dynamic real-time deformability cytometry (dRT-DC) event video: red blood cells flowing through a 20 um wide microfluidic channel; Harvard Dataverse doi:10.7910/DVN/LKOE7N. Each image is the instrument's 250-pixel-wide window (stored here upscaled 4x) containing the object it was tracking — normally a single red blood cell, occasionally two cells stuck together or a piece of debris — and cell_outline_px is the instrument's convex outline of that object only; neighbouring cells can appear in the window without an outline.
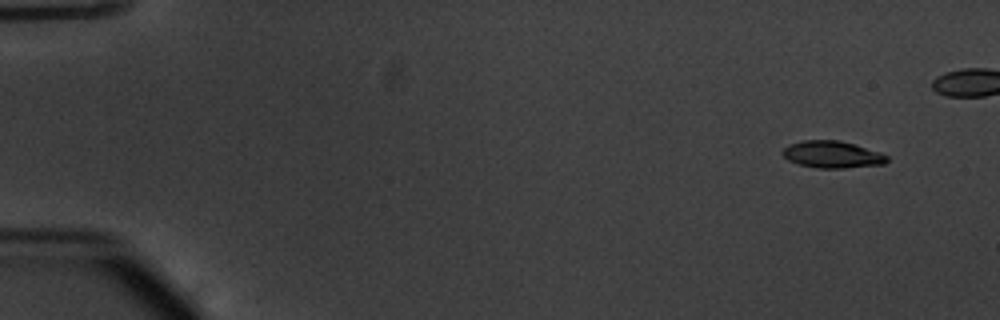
{"species": "common noctule bat (a hibernating species)", "species_latin": "Nyctalus noctula", "temperature_condition": "warm", "stored_images_in_passage": 48, "camera_frame_rate_fps": 3000, "um_per_image_px": 0.085, "animal": {"sex": "male", "body_mass_g": 20.1, "forearm_length_mm": 53.5}, "frame": {"image": 1, "passage_image": 4, "time_ms": 1.0, "image_size_px": [1000, 320], "cell_outline_px": [[888, 160], [884, 164], [844, 168], [820, 168], [800, 164], [788, 160], [780, 152], [788, 144], [804, 140], [840, 140], [880, 152], [888, 156]], "centroid_in_image_um": [70.73, 13.12], "position_along_channel_um": 14.3, "area_um2": 16.36}}
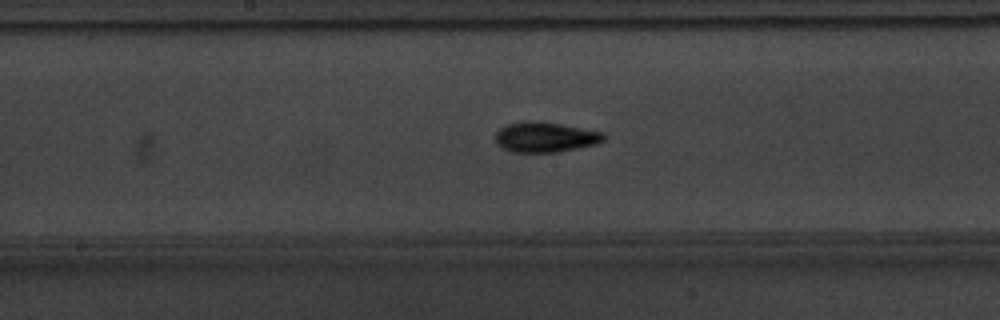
{"frame": {"image": 2, "passage_image": 29, "time_ms": 9.333, "image_size_px": [1000, 320], "cell_outline_px": [[608, 136], [604, 140], [596, 144], [556, 152], [512, 152], [500, 148], [496, 144], [496, 132], [500, 128], [508, 124], [524, 120], [536, 120], [560, 124], [604, 132]], "centroid_in_image_um": [46.33, 11.65], "position_along_channel_um": 201.9, "area_um2": 19.25}}
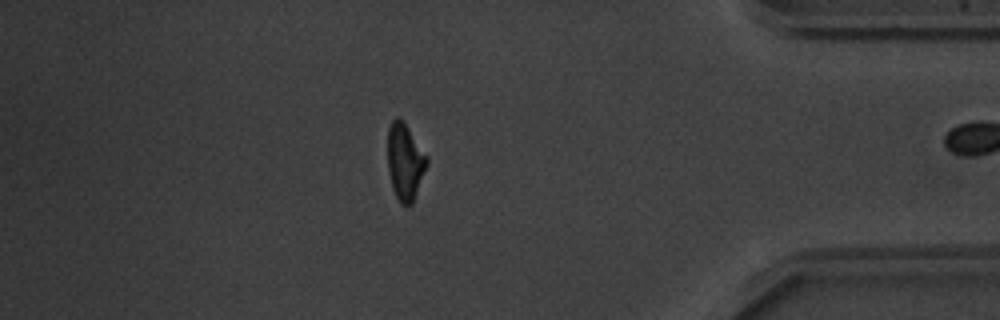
{"frame": {"image": 3, "passage_image": 47, "time_ms": 15.333, "image_size_px": [1000, 320], "cell_outline_px": [[428, 164], [412, 204], [404, 208], [400, 204], [392, 188], [388, 168], [388, 128], [392, 120], [396, 116], [400, 116], [404, 120], [428, 156]], "centroid_in_image_um": [34.43, 13.73], "position_along_channel_um": 400.8, "area_um2": 17.92}}